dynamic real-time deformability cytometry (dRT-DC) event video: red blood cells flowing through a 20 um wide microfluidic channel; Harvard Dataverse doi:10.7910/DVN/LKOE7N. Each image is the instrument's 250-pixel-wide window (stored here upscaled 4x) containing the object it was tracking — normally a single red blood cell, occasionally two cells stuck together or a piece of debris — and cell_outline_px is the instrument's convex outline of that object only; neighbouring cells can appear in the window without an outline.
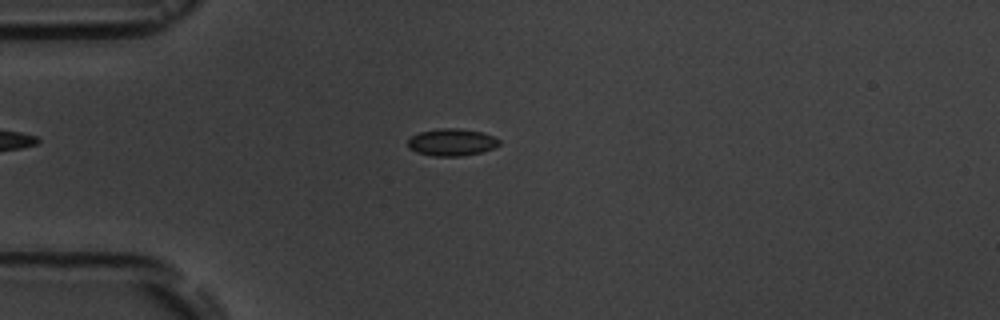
{"species": "common noctule bat (a hibernating species)", "species_latin": "Nyctalus noctula", "temperature_condition": "room temperature", "stored_images_in_passage": 8, "camera_frame_rate_fps": 3000, "um_per_image_px": 0.085, "animal": {"sex": "male", "body_mass_g": 19.5, "forearm_length_mm": 54.6}, "frame": {"image": 1, "passage_image": 4, "time_ms": 3.333, "image_size_px": [1000, 320], "cell_outline_px": [[500, 144], [496, 148], [480, 152], [460, 156], [432, 156], [416, 152], [408, 148], [408, 140], [412, 136], [420, 132], [440, 128], [460, 128], [480, 132], [492, 136], [500, 140]], "centroid_in_image_um": [38.39, 12.09], "position_along_channel_um": 46.6, "area_um2": 14.45}}
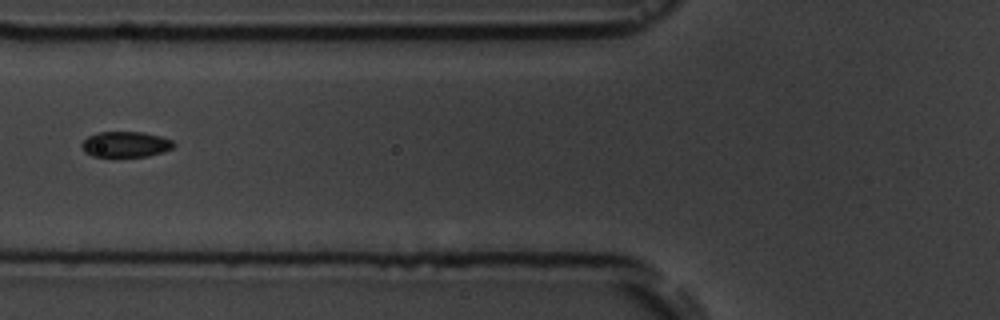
{"frame": {"image": 2, "passage_image": 6, "time_ms": 5.667, "image_size_px": [1000, 320], "cell_outline_px": [[176, 144], [172, 148], [164, 152], [148, 156], [92, 156], [84, 152], [80, 144], [88, 136], [96, 132], [140, 132], [160, 136], [172, 140]], "centroid_in_image_um": [10.67, 12.26], "position_along_channel_um": 115.1, "area_um2": 13.76}}
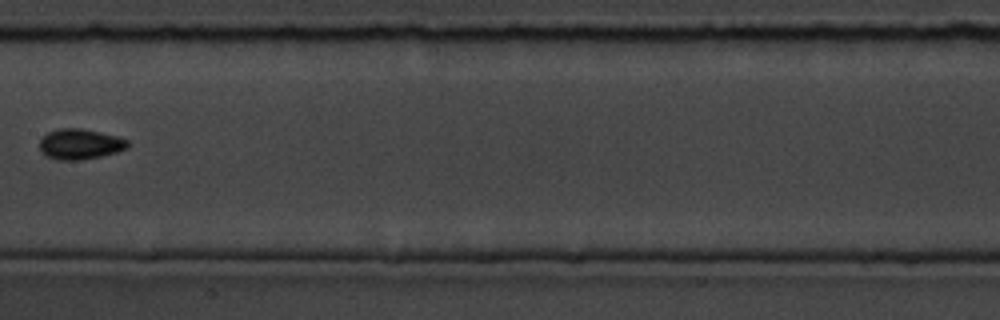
{"frame": {"image": 3, "passage_image": 8, "time_ms": 8.0, "image_size_px": [1000, 320], "cell_outline_px": [[128, 148], [116, 152], [100, 156], [80, 160], [60, 160], [48, 156], [40, 152], [40, 140], [48, 132], [60, 128], [80, 128], [100, 132], [116, 136], [128, 140]], "centroid_in_image_um": [6.8, 12.25], "position_along_channel_um": 200.6, "area_um2": 15.49}}